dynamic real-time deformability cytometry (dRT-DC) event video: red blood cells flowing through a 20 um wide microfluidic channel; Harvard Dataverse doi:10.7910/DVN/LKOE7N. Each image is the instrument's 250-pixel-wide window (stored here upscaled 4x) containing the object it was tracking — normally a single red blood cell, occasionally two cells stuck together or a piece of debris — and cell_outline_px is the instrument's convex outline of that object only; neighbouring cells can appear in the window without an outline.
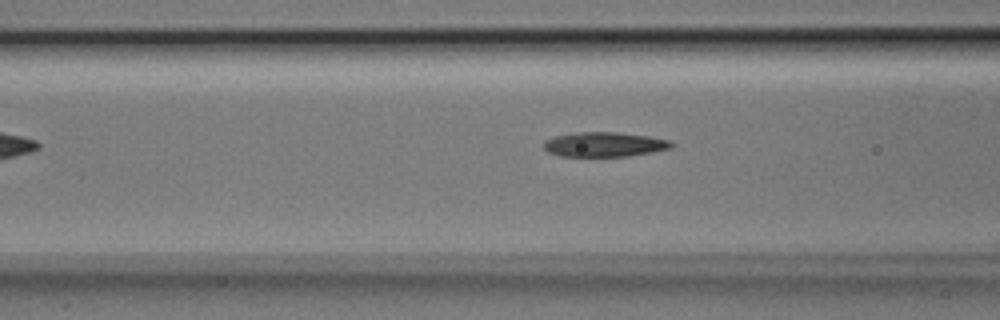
{"species": "Egyptian fruit bat (a non-hibernating species)", "species_latin": "Rousettus aegyptiacus", "temperature_condition": "room temperature", "stored_images_in_passage": 8, "camera_frame_rate_fps": 3000, "um_per_image_px": 0.085, "animal": {"sex": "male"}, "frame": {"image": 1, "passage_image": 8, "time_ms": 2.333, "image_size_px": [1000, 320], "cell_outline_px": [[672, 148], [652, 152], [624, 156], [560, 156], [548, 152], [544, 148], [544, 140], [556, 136], [576, 132], [616, 132], [648, 136], [668, 140], [672, 144]], "centroid_in_image_um": [51.34, 12.27], "position_along_channel_um": 115.3, "area_um2": 18.15}}